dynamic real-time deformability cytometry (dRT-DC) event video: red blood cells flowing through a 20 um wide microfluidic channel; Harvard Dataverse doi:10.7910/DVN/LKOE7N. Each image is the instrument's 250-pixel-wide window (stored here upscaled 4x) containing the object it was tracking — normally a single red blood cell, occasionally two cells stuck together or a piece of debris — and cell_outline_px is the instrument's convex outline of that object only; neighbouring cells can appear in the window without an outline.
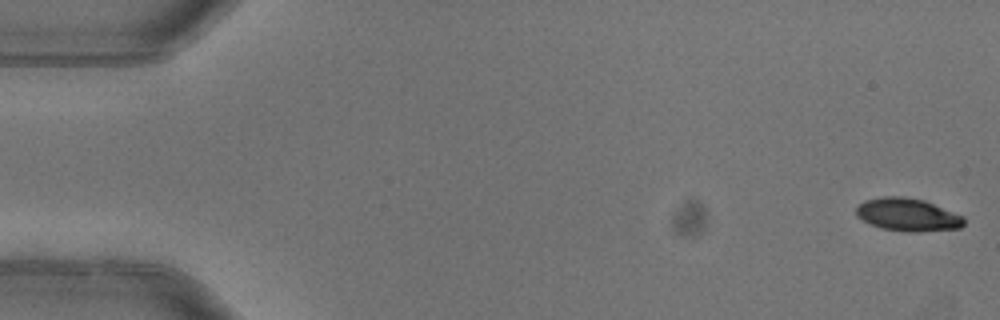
{"species": "common noctule bat (a hibernating species)", "species_latin": "Nyctalus noctula", "temperature_condition": "warm", "stored_images_in_passage": 8, "camera_frame_rate_fps": 3000, "um_per_image_px": 0.085, "animal": {"sex": "female"}, "frame": {"image": 1, "passage_image": 1, "time_ms": 0.0, "image_size_px": [1000, 320], "cell_outline_px": [[964, 224], [960, 228], [920, 232], [908, 232], [880, 228], [856, 216], [856, 208], [864, 200], [884, 196], [904, 196], [924, 200], [964, 216]], "centroid_in_image_um": [77.16, 18.25], "position_along_channel_um": 7.8, "area_um2": 20.69}}
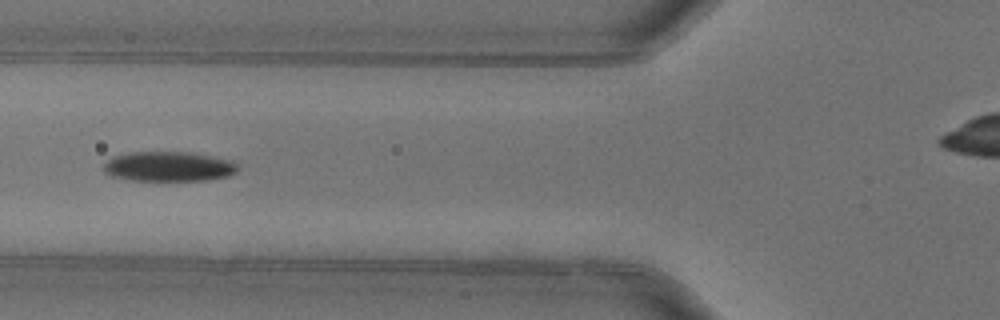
{"frame": {"image": 2, "passage_image": 6, "time_ms": 1.667, "image_size_px": [1000, 320], "cell_outline_px": [[240, 164], [236, 172], [228, 176], [208, 180], [128, 180], [112, 176], [104, 172], [104, 164], [108, 160], [116, 156], [128, 152], [192, 152], [232, 160]], "centroid_in_image_um": [14.38, 14.15], "position_along_channel_um": 111.4, "area_um2": 23.41}}